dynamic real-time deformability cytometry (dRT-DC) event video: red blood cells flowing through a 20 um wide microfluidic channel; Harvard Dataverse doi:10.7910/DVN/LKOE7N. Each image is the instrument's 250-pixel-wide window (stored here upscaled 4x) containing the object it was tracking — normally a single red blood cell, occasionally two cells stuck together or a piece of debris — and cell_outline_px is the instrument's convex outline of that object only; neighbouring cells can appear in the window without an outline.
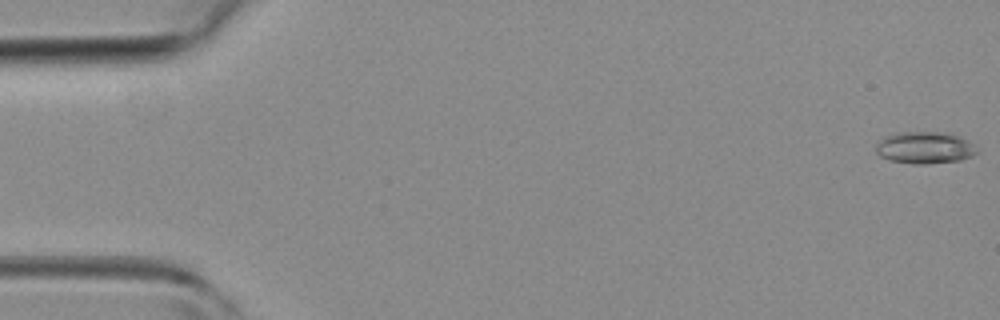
{"species": "common noctule bat (a hibernating species)", "species_latin": "Nyctalus noctula", "temperature_condition": "room temperature", "stored_images_in_passage": 43, "camera_frame_rate_fps": 3000, "um_per_image_px": 0.085, "animal": {"sex": "female", "body_mass_g": 19.3, "forearm_length_mm": 54.1}, "frame": {"image": 1, "passage_image": 1, "time_ms": 0.0, "image_size_px": [1000, 320], "cell_outline_px": [[976, 152], [972, 156], [960, 160], [924, 164], [912, 164], [892, 160], [880, 156], [876, 152], [876, 144], [884, 136], [896, 132], [936, 132], [960, 136], [968, 140], [972, 144]], "centroid_in_image_um": [78.56, 12.55], "position_along_channel_um": 6.4, "area_um2": 18.61}}
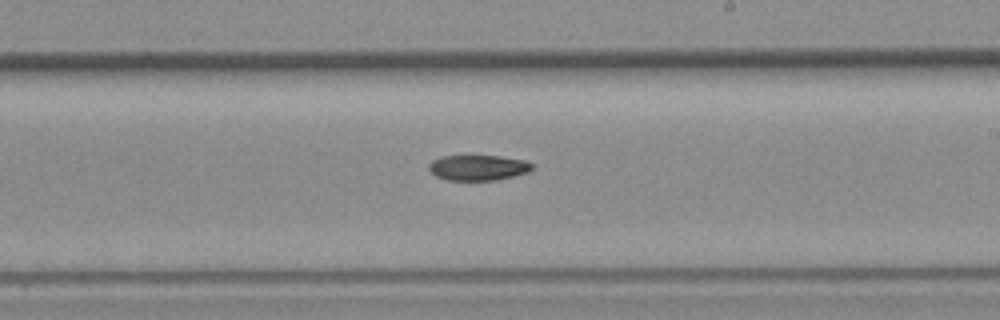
{"frame": {"image": 2, "passage_image": 25, "time_ms": 8.0, "image_size_px": [1000, 320], "cell_outline_px": [[532, 168], [528, 172], [496, 180], [448, 180], [436, 176], [428, 168], [428, 164], [432, 160], [440, 156], [500, 156], [524, 160], [532, 164]], "centroid_in_image_um": [40.6, 14.24], "position_along_channel_um": 248.4, "area_um2": 15.2}}
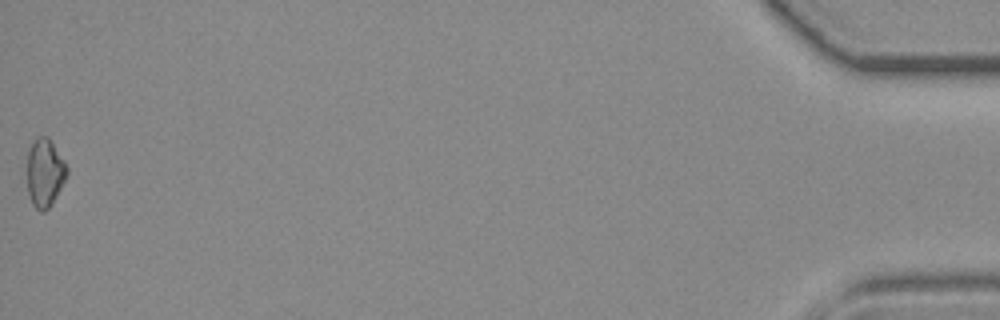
{"frame": {"image": 3, "passage_image": 43, "time_ms": 14.0, "image_size_px": [1000, 320], "cell_outline_px": [[68, 172], [52, 204], [44, 212], [40, 212], [32, 204], [20, 168], [28, 148], [36, 136], [48, 136], [64, 160], [68, 168]], "centroid_in_image_um": [3.68, 14.64], "position_along_channel_um": 431.5, "area_um2": 17.05}}